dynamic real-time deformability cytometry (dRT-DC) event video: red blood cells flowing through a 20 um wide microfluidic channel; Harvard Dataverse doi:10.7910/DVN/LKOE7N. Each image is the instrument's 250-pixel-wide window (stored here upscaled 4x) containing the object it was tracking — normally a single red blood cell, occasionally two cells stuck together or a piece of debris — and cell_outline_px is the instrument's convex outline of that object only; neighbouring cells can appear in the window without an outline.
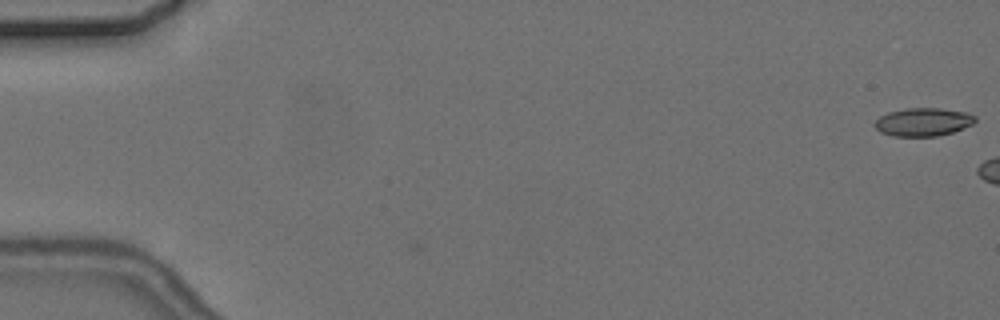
{"species": "common noctule bat (a hibernating species)", "species_latin": "Nyctalus noctula", "temperature_condition": "cold", "stored_images_in_passage": 3, "camera_frame_rate_fps": 3000, "um_per_image_px": 0.085, "animal": {"sex": "female", "body_mass_g": 24.6, "forearm_length_mm": 56.2}, "frame": {"image": 1, "passage_image": 1, "time_ms": 0.0, "image_size_px": [1000, 320], "cell_outline_px": [[976, 120], [972, 124], [964, 128], [952, 132], [936, 136], [892, 136], [880, 132], [872, 124], [880, 116], [888, 112], [904, 108], [940, 108], [968, 112], [976, 116]], "centroid_in_image_um": [78.46, 10.36], "position_along_channel_um": 6.5, "area_um2": 16.65}}